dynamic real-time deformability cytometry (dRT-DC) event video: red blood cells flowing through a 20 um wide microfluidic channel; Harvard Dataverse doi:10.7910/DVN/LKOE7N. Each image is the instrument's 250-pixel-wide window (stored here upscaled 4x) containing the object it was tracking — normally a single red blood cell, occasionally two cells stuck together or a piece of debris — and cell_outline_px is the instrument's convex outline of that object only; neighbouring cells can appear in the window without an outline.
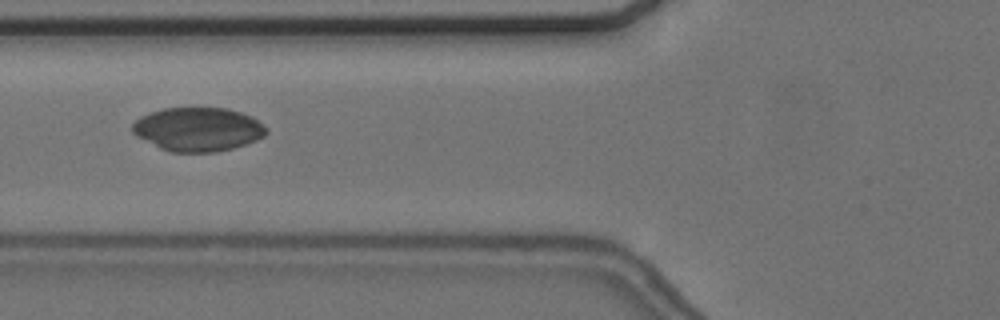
{"species": "common noctule bat (a hibernating species)", "species_latin": "Nyctalus noctula", "temperature_condition": "cold", "stored_images_in_passage": 38, "camera_frame_rate_fps": 3000, "um_per_image_px": 0.085, "animal": {"sex": "female", "body_mass_g": 24.6, "forearm_length_mm": 56.2}, "frame": {"image": 1, "passage_image": 22, "time_ms": 7.0, "image_size_px": [1000, 320], "cell_outline_px": [[268, 132], [264, 136], [256, 140], [232, 148], [216, 152], [172, 152], [160, 148], [136, 136], [132, 132], [132, 124], [140, 116], [164, 108], [228, 108], [252, 116], [268, 128]], "centroid_in_image_um": [16.83, 10.99], "position_along_channel_um": 109.0, "area_um2": 34.16}}